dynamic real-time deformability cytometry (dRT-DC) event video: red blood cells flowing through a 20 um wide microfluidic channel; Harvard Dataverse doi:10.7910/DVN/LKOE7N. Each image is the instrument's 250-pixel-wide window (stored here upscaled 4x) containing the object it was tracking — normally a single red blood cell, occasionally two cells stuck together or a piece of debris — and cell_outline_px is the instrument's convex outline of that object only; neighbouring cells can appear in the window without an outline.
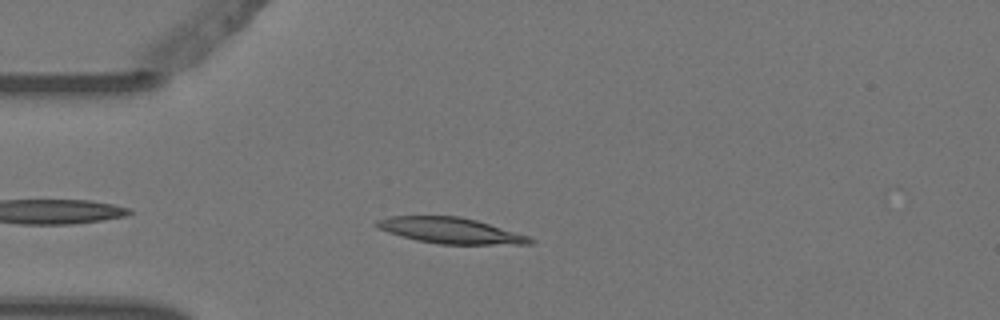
{"species": "Egyptian fruit bat (a non-hibernating species)", "species_latin": "Rousettus aegyptiacus", "temperature_condition": "warm", "stored_images_in_passage": 2, "camera_frame_rate_fps": 3000, "um_per_image_px": 0.085, "animal": {"sex": "female"}, "frame": {"image": 1, "passage_image": 1, "time_ms": 0.0, "image_size_px": [1000, 320], "cell_outline_px": [[536, 240], [532, 244], [440, 244], [416, 240], [388, 232], [376, 228], [372, 224], [376, 220], [392, 216], [460, 216], [476, 220], [528, 236]], "centroid_in_image_um": [38.25, 19.59], "position_along_channel_um": 46.7, "area_um2": 23.0}}